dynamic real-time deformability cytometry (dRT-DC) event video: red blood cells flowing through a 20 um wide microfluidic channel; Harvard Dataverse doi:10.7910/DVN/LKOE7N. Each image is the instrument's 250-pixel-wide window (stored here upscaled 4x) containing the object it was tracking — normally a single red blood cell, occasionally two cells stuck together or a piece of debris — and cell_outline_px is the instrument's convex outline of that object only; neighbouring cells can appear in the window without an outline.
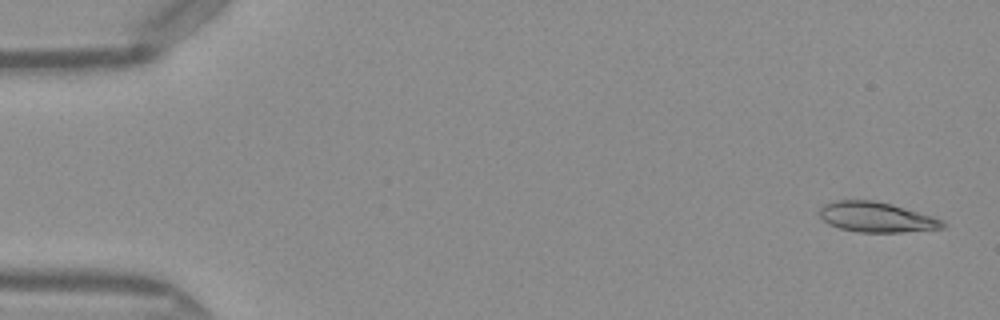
{"species": "Egyptian fruit bat (a non-hibernating species)", "species_latin": "Rousettus aegyptiacus", "temperature_condition": "warm", "stored_images_in_passage": 49, "camera_frame_rate_fps": 3000, "um_per_image_px": 0.085, "frame": {"image": 1, "passage_image": 2, "time_ms": 0.333, "image_size_px": [1000, 320], "cell_outline_px": [[944, 228], [900, 232], [860, 232], [840, 228], [828, 224], [816, 212], [824, 204], [836, 200], [872, 200], [892, 204], [932, 216], [940, 220], [944, 224]], "centroid_in_image_um": [74.43, 18.45], "position_along_channel_um": 10.6, "area_um2": 21.44}}
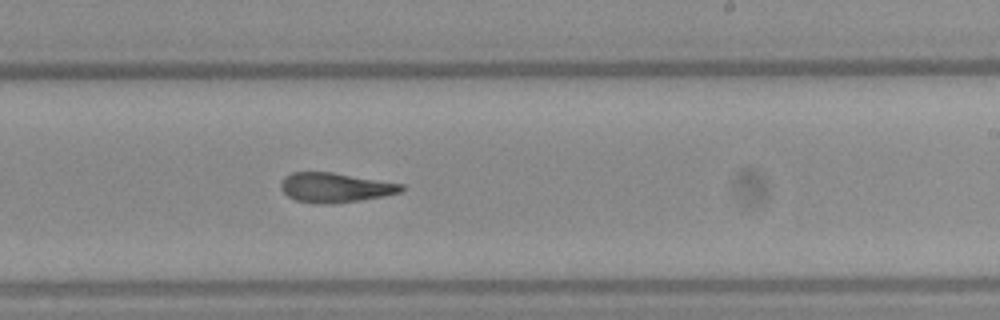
{"frame": {"image": 2, "passage_image": 30, "time_ms": 9.667, "image_size_px": [1000, 320], "cell_outline_px": [[404, 188], [400, 192], [384, 196], [360, 200], [332, 204], [324, 204], [296, 200], [288, 196], [280, 188], [280, 184], [284, 176], [292, 172], [332, 172], [404, 184]], "centroid_in_image_um": [28.48, 15.94], "position_along_channel_um": 260.5, "area_um2": 20.75}}
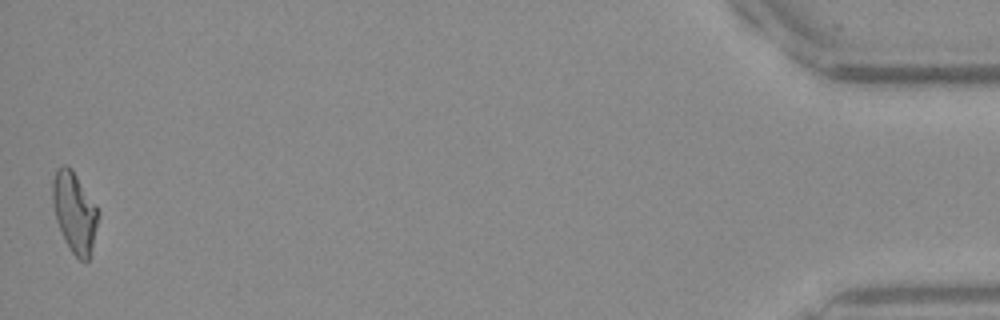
{"frame": {"image": 3, "passage_image": 49, "time_ms": 16.0, "image_size_px": [1000, 320], "cell_outline_px": [[100, 212], [88, 260], [80, 260], [68, 248], [64, 240], [56, 220], [52, 200], [52, 180], [56, 168], [64, 164], [68, 164], [72, 168], [96, 204]], "centroid_in_image_um": [6.32, 17.97], "position_along_channel_um": 428.9, "area_um2": 21.5}, "authors_computed_cell_mechanics": {"area_um2": 21.2704, "velocity_mm_per_s": 4.1103, "shape_relaxation_time_tau1_ms": 7.3115, "shape_relaxation_time_tau2_ms": 3.3783, "deformation_change_tau1": 0.2465, "deformation_change_tau2": 0.1248}}